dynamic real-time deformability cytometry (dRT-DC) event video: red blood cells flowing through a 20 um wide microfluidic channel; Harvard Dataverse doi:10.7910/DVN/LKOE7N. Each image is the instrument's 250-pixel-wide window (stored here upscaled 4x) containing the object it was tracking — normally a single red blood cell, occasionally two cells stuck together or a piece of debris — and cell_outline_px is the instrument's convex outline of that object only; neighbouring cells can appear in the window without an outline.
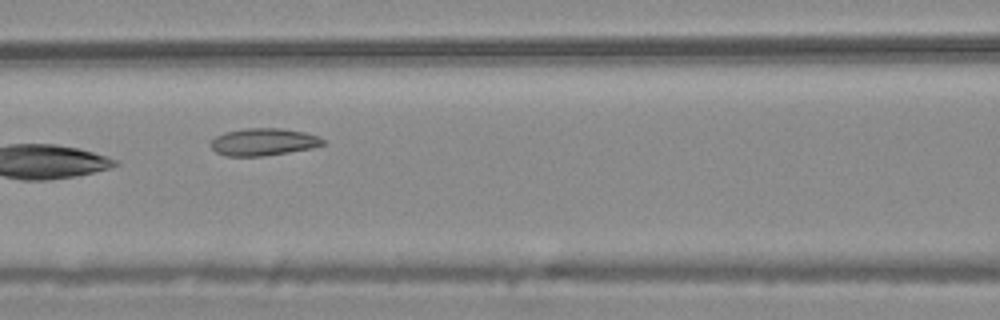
{"species": "common noctule bat (a hibernating species)", "species_latin": "Nyctalus noctula", "temperature_condition": "warm", "stored_images_in_passage": 8, "camera_frame_rate_fps": 3000, "um_per_image_px": 0.085, "animal": {"sex": "male", "body_mass_g": 20.4}, "frame": {"image": 1, "passage_image": 5, "time_ms": 1.333, "image_size_px": [1000, 320], "cell_outline_px": [[324, 144], [312, 148], [264, 156], [224, 156], [216, 152], [208, 144], [216, 136], [224, 132], [244, 128], [284, 128], [304, 132], [316, 136], [324, 140]], "centroid_in_image_um": [22.34, 12.06], "position_along_channel_um": 144.3, "area_um2": 17.92}}
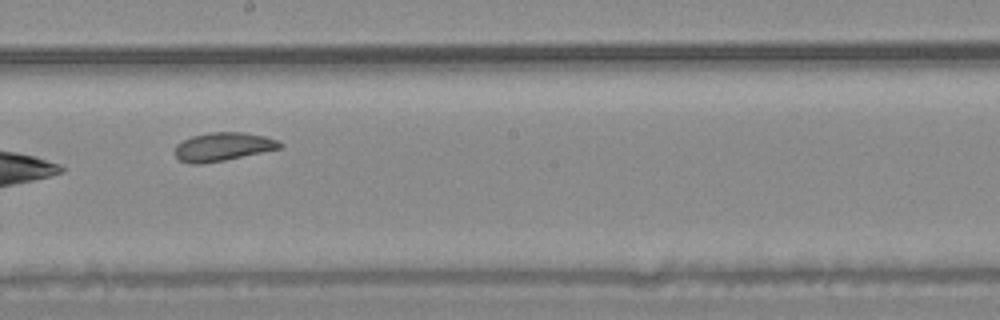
{"frame": {"image": 2, "passage_image": 7, "time_ms": 2.0, "image_size_px": [1000, 320], "cell_outline_px": [[284, 144], [280, 148], [224, 160], [200, 164], [192, 164], [180, 160], [176, 156], [176, 144], [192, 136], [212, 132], [244, 132], [264, 136], [276, 140]], "centroid_in_image_um": [18.94, 12.46], "position_along_channel_um": 229.3, "area_um2": 17.11}}